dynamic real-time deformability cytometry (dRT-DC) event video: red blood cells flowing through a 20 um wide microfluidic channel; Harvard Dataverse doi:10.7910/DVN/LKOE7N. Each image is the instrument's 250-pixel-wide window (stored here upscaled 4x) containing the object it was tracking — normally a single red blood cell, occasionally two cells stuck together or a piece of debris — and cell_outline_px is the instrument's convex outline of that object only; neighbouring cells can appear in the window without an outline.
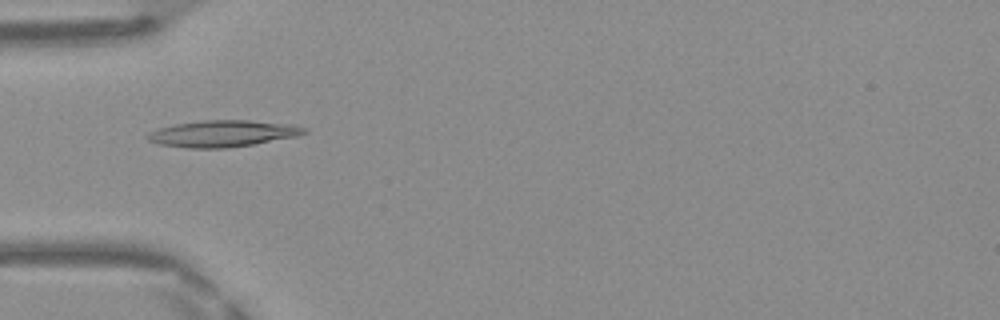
{"species": "Egyptian fruit bat (a non-hibernating species)", "species_latin": "Rousettus aegyptiacus", "temperature_condition": "warm", "stored_images_in_passage": 42, "camera_frame_rate_fps": 3000, "um_per_image_px": 0.085, "frame": {"image": 1, "passage_image": 9, "time_ms": 2.667, "image_size_px": [1000, 320], "cell_outline_px": [[308, 132], [296, 136], [252, 144], [224, 148], [188, 148], [160, 144], [148, 140], [144, 136], [148, 132], [156, 128], [176, 124], [204, 120], [248, 120], [292, 124], [308, 128]], "centroid_in_image_um": [18.91, 11.34], "position_along_channel_um": 66.1, "area_um2": 24.22}}
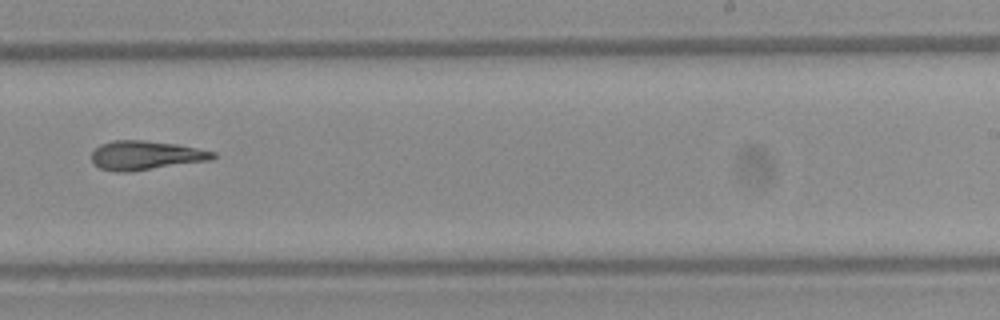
{"frame": {"image": 2, "passage_image": 24, "time_ms": 7.667, "image_size_px": [1000, 320], "cell_outline_px": [[216, 156], [212, 160], [128, 172], [116, 172], [100, 168], [92, 164], [92, 152], [100, 144], [112, 140], [144, 140], [176, 144], [216, 152]], "centroid_in_image_um": [12.36, 13.2], "position_along_channel_um": 276.6, "area_um2": 20.63}}
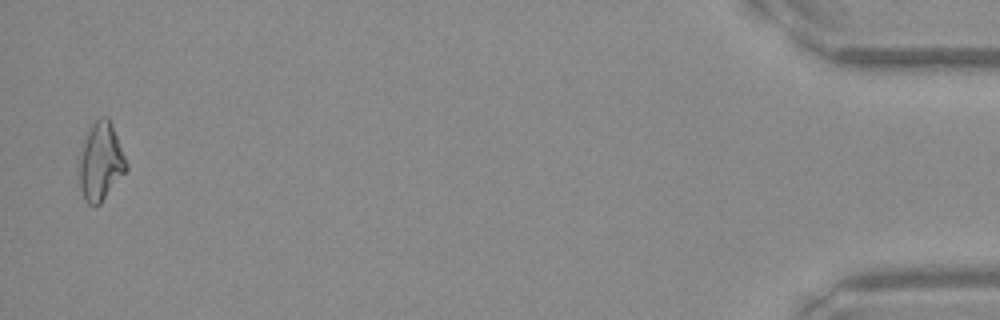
{"frame": {"image": 3, "passage_image": 41, "time_ms": 13.333, "image_size_px": [1000, 320], "cell_outline_px": [[128, 168], [100, 204], [88, 204], [84, 200], [80, 188], [76, 172], [76, 168], [80, 152], [84, 140], [92, 124], [96, 120], [104, 116], [108, 116], [128, 164]], "centroid_in_image_um": [8.51, 13.77], "position_along_channel_um": 426.7, "area_um2": 21.56}, "authors_computed_cell_mechanics": {"area_um2": 20.5479, "velocity_mm_per_s": 4.2005, "shape_relaxation_time_tau1_ms": null, "shape_relaxation_time_tau2_ms": 5.8776, "deformation_change_tau1": null, "deformation_change_tau2": 0.1797}}